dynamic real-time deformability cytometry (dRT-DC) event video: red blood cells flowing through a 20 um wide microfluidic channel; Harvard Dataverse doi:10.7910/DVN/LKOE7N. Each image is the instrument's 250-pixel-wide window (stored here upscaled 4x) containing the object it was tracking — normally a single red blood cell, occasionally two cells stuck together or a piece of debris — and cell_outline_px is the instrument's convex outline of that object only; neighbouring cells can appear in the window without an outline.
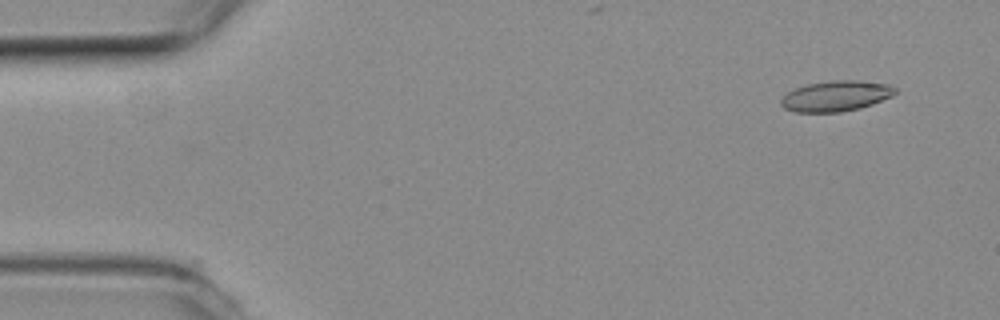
{"species": "common noctule bat (a hibernating species)", "species_latin": "Nyctalus noctula", "temperature_condition": "room temperature", "stored_images_in_passage": 10, "camera_frame_rate_fps": 3000, "um_per_image_px": 0.085, "animal": {"sex": "female", "body_mass_g": 19.3, "forearm_length_mm": 54.1}, "frame": {"image": 1, "passage_image": 2, "time_ms": 0.333, "image_size_px": [1000, 320], "cell_outline_px": [[896, 92], [892, 96], [872, 104], [860, 108], [840, 112], [796, 112], [784, 108], [780, 104], [780, 100], [788, 92], [796, 88], [808, 84], [832, 80], [860, 80], [888, 84], [896, 88]], "centroid_in_image_um": [71.06, 8.16], "position_along_channel_um": 13.9, "area_um2": 20.29}}